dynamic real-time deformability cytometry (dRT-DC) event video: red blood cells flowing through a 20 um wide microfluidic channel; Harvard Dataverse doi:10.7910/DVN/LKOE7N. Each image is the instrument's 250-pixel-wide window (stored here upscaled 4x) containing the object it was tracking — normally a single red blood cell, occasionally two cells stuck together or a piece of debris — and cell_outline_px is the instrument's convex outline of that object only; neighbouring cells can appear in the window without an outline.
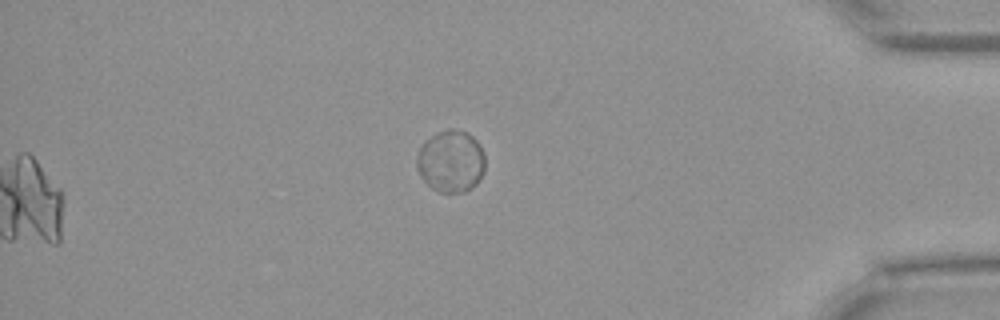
{"species": "Egyptian fruit bat (a non-hibernating species)", "species_latin": "Rousettus aegyptiacus", "temperature_condition": "warm", "stored_images_in_passage": 46, "camera_frame_rate_fps": 3000, "um_per_image_px": 0.085, "animal": {"sex": "female"}, "frame": {"image": 1, "passage_image": 46, "time_ms": 15.0, "image_size_px": [1000, 320], "cell_outline_px": [[484, 172], [476, 184], [472, 188], [464, 192], [440, 192], [432, 188], [420, 176], [416, 168], [416, 156], [424, 140], [436, 132], [448, 128], [452, 128], [468, 132], [480, 144], [484, 152]], "centroid_in_image_um": [38.32, 13.68], "position_along_channel_um": 396.9, "area_um2": 25.09}}